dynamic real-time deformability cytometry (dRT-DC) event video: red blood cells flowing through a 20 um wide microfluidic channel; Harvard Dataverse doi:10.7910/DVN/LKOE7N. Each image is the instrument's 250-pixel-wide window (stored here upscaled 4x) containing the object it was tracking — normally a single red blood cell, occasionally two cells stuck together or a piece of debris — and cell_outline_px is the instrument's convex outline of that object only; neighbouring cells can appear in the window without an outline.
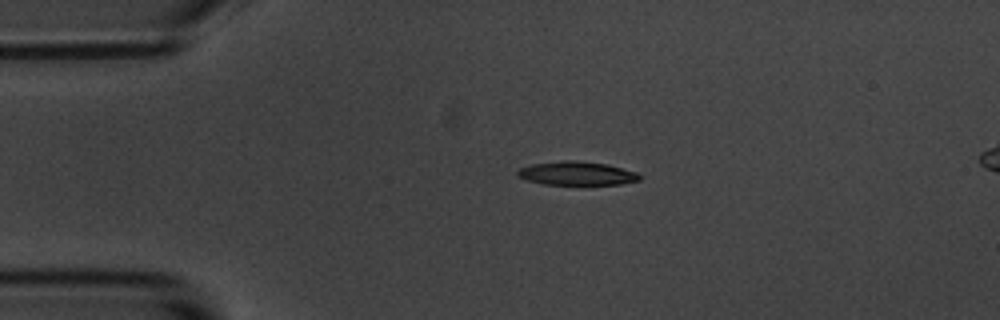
{"species": "common noctule bat (a hibernating species)", "species_latin": "Nyctalus noctula", "temperature_condition": "room temperature", "stored_images_in_passage": 5, "segment_of_instrument_passage": [1, 2], "camera_frame_rate_fps": 3000, "um_per_image_px": 0.085, "animal": {"sex": "male", "body_mass_g": 20.1, "forearm_length_mm": 53.5}, "frame": {"image": 1, "passage_image": 3, "time_ms": 3.333, "image_size_px": [1000, 320], "cell_outline_px": [[640, 180], [620, 184], [584, 188], [544, 184], [528, 180], [516, 176], [516, 172], [520, 168], [532, 164], [564, 160], [576, 160], [608, 164], [636, 172], [640, 176]], "centroid_in_image_um": [49.04, 14.79], "position_along_channel_um": 36.0, "area_um2": 17.8}}